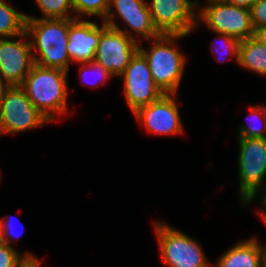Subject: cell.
Masks as SVG:
<instances>
[{
	"mask_svg": "<svg viewBox=\"0 0 266 267\" xmlns=\"http://www.w3.org/2000/svg\"><path fill=\"white\" fill-rule=\"evenodd\" d=\"M70 18H35L26 15L25 31L31 39V49L40 56L33 55L34 63L57 68L68 72L70 57L68 55V37Z\"/></svg>",
	"mask_w": 266,
	"mask_h": 267,
	"instance_id": "obj_1",
	"label": "cell"
},
{
	"mask_svg": "<svg viewBox=\"0 0 266 267\" xmlns=\"http://www.w3.org/2000/svg\"><path fill=\"white\" fill-rule=\"evenodd\" d=\"M68 72L34 64L20 85L32 104L49 120L67 112Z\"/></svg>",
	"mask_w": 266,
	"mask_h": 267,
	"instance_id": "obj_2",
	"label": "cell"
},
{
	"mask_svg": "<svg viewBox=\"0 0 266 267\" xmlns=\"http://www.w3.org/2000/svg\"><path fill=\"white\" fill-rule=\"evenodd\" d=\"M187 36L161 34L152 40L151 50L139 44V51L147 59L152 78L164 94L176 95L179 88L186 58L175 42Z\"/></svg>",
	"mask_w": 266,
	"mask_h": 267,
	"instance_id": "obj_3",
	"label": "cell"
},
{
	"mask_svg": "<svg viewBox=\"0 0 266 267\" xmlns=\"http://www.w3.org/2000/svg\"><path fill=\"white\" fill-rule=\"evenodd\" d=\"M238 141L239 194L241 202L247 205L260 194L262 187V190L266 188V138H239Z\"/></svg>",
	"mask_w": 266,
	"mask_h": 267,
	"instance_id": "obj_4",
	"label": "cell"
},
{
	"mask_svg": "<svg viewBox=\"0 0 266 267\" xmlns=\"http://www.w3.org/2000/svg\"><path fill=\"white\" fill-rule=\"evenodd\" d=\"M197 22L203 21L213 32L224 33L239 41L254 36L250 9L234 6L226 0H207V5L197 11Z\"/></svg>",
	"mask_w": 266,
	"mask_h": 267,
	"instance_id": "obj_5",
	"label": "cell"
},
{
	"mask_svg": "<svg viewBox=\"0 0 266 267\" xmlns=\"http://www.w3.org/2000/svg\"><path fill=\"white\" fill-rule=\"evenodd\" d=\"M161 257L169 267H210L202 247L184 232L167 223L155 222Z\"/></svg>",
	"mask_w": 266,
	"mask_h": 267,
	"instance_id": "obj_6",
	"label": "cell"
},
{
	"mask_svg": "<svg viewBox=\"0 0 266 267\" xmlns=\"http://www.w3.org/2000/svg\"><path fill=\"white\" fill-rule=\"evenodd\" d=\"M48 122L20 85L7 90L0 104V135L23 132Z\"/></svg>",
	"mask_w": 266,
	"mask_h": 267,
	"instance_id": "obj_7",
	"label": "cell"
},
{
	"mask_svg": "<svg viewBox=\"0 0 266 267\" xmlns=\"http://www.w3.org/2000/svg\"><path fill=\"white\" fill-rule=\"evenodd\" d=\"M148 4L153 24L160 34L189 35L196 28L199 1L151 0Z\"/></svg>",
	"mask_w": 266,
	"mask_h": 267,
	"instance_id": "obj_8",
	"label": "cell"
},
{
	"mask_svg": "<svg viewBox=\"0 0 266 267\" xmlns=\"http://www.w3.org/2000/svg\"><path fill=\"white\" fill-rule=\"evenodd\" d=\"M120 76L124 78V96L132 113L164 95L152 78L147 59L139 50Z\"/></svg>",
	"mask_w": 266,
	"mask_h": 267,
	"instance_id": "obj_9",
	"label": "cell"
},
{
	"mask_svg": "<svg viewBox=\"0 0 266 267\" xmlns=\"http://www.w3.org/2000/svg\"><path fill=\"white\" fill-rule=\"evenodd\" d=\"M138 50L139 44L136 40L103 22L94 61L113 76H120Z\"/></svg>",
	"mask_w": 266,
	"mask_h": 267,
	"instance_id": "obj_10",
	"label": "cell"
},
{
	"mask_svg": "<svg viewBox=\"0 0 266 267\" xmlns=\"http://www.w3.org/2000/svg\"><path fill=\"white\" fill-rule=\"evenodd\" d=\"M112 7H114V10L116 9L118 16L130 27V30H122L120 25L116 24ZM103 22L109 27L122 31L137 42L138 38L136 39L132 35V30L139 36H142V38L148 40L155 39L161 35L153 24L146 0H110L107 15Z\"/></svg>",
	"mask_w": 266,
	"mask_h": 267,
	"instance_id": "obj_11",
	"label": "cell"
},
{
	"mask_svg": "<svg viewBox=\"0 0 266 267\" xmlns=\"http://www.w3.org/2000/svg\"><path fill=\"white\" fill-rule=\"evenodd\" d=\"M22 38L16 41L15 38ZM26 31L19 36L0 38V76L11 86L21 85L31 71L34 58ZM24 40V41H23Z\"/></svg>",
	"mask_w": 266,
	"mask_h": 267,
	"instance_id": "obj_12",
	"label": "cell"
},
{
	"mask_svg": "<svg viewBox=\"0 0 266 267\" xmlns=\"http://www.w3.org/2000/svg\"><path fill=\"white\" fill-rule=\"evenodd\" d=\"M175 94H164L160 99L139 108L133 115L151 133L175 135L183 132Z\"/></svg>",
	"mask_w": 266,
	"mask_h": 267,
	"instance_id": "obj_13",
	"label": "cell"
},
{
	"mask_svg": "<svg viewBox=\"0 0 266 267\" xmlns=\"http://www.w3.org/2000/svg\"><path fill=\"white\" fill-rule=\"evenodd\" d=\"M101 35V26L93 21L70 18L68 55L71 62L94 61Z\"/></svg>",
	"mask_w": 266,
	"mask_h": 267,
	"instance_id": "obj_14",
	"label": "cell"
},
{
	"mask_svg": "<svg viewBox=\"0 0 266 267\" xmlns=\"http://www.w3.org/2000/svg\"><path fill=\"white\" fill-rule=\"evenodd\" d=\"M216 263L215 267H263V246L251 237L232 246Z\"/></svg>",
	"mask_w": 266,
	"mask_h": 267,
	"instance_id": "obj_15",
	"label": "cell"
},
{
	"mask_svg": "<svg viewBox=\"0 0 266 267\" xmlns=\"http://www.w3.org/2000/svg\"><path fill=\"white\" fill-rule=\"evenodd\" d=\"M238 64L266 76V46L254 37L240 41Z\"/></svg>",
	"mask_w": 266,
	"mask_h": 267,
	"instance_id": "obj_16",
	"label": "cell"
},
{
	"mask_svg": "<svg viewBox=\"0 0 266 267\" xmlns=\"http://www.w3.org/2000/svg\"><path fill=\"white\" fill-rule=\"evenodd\" d=\"M26 14L0 0V38L19 36L25 31Z\"/></svg>",
	"mask_w": 266,
	"mask_h": 267,
	"instance_id": "obj_17",
	"label": "cell"
},
{
	"mask_svg": "<svg viewBox=\"0 0 266 267\" xmlns=\"http://www.w3.org/2000/svg\"><path fill=\"white\" fill-rule=\"evenodd\" d=\"M110 0H72L75 19H81L80 15L99 16L104 20L109 8Z\"/></svg>",
	"mask_w": 266,
	"mask_h": 267,
	"instance_id": "obj_18",
	"label": "cell"
},
{
	"mask_svg": "<svg viewBox=\"0 0 266 267\" xmlns=\"http://www.w3.org/2000/svg\"><path fill=\"white\" fill-rule=\"evenodd\" d=\"M39 9L43 13L42 18L67 19L74 18L68 16V12H73L72 0H35Z\"/></svg>",
	"mask_w": 266,
	"mask_h": 267,
	"instance_id": "obj_19",
	"label": "cell"
},
{
	"mask_svg": "<svg viewBox=\"0 0 266 267\" xmlns=\"http://www.w3.org/2000/svg\"><path fill=\"white\" fill-rule=\"evenodd\" d=\"M250 109L251 115L254 117V119H261L259 121L262 122L263 126L260 128L259 126L257 127L253 124H242L241 127H239L238 129L239 138H266V106L258 105L257 107H251Z\"/></svg>",
	"mask_w": 266,
	"mask_h": 267,
	"instance_id": "obj_20",
	"label": "cell"
},
{
	"mask_svg": "<svg viewBox=\"0 0 266 267\" xmlns=\"http://www.w3.org/2000/svg\"><path fill=\"white\" fill-rule=\"evenodd\" d=\"M28 258H36L33 254L23 256L13 248L0 240V267H21Z\"/></svg>",
	"mask_w": 266,
	"mask_h": 267,
	"instance_id": "obj_21",
	"label": "cell"
},
{
	"mask_svg": "<svg viewBox=\"0 0 266 267\" xmlns=\"http://www.w3.org/2000/svg\"><path fill=\"white\" fill-rule=\"evenodd\" d=\"M80 64L83 65L82 67H80V74H82L81 75V79H83L82 81H85L86 80L85 79L86 72L91 73L90 70L96 72V74H98V76H99V82L96 81V79H95L94 82H92V81L91 82H88L89 80L86 81L89 84H94L96 86L97 84L98 85L101 84L103 81L105 82L108 78L113 77V75L109 71H107L102 65L98 64L95 61L84 62V63H80ZM92 74H93V72H92Z\"/></svg>",
	"mask_w": 266,
	"mask_h": 267,
	"instance_id": "obj_22",
	"label": "cell"
},
{
	"mask_svg": "<svg viewBox=\"0 0 266 267\" xmlns=\"http://www.w3.org/2000/svg\"><path fill=\"white\" fill-rule=\"evenodd\" d=\"M217 34L220 37V41H222V43H223V44L221 43V47L224 48L223 51L221 49H219V50L217 49V50L222 51L225 54H229V55L231 54L233 56V58H235V60L237 61V64H238L240 41L237 38L230 36V35H227V34H224V33H217ZM217 50L212 49L211 53H215ZM216 54H217V52H216ZM217 61L222 62V59L218 58Z\"/></svg>",
	"mask_w": 266,
	"mask_h": 267,
	"instance_id": "obj_23",
	"label": "cell"
},
{
	"mask_svg": "<svg viewBox=\"0 0 266 267\" xmlns=\"http://www.w3.org/2000/svg\"><path fill=\"white\" fill-rule=\"evenodd\" d=\"M254 29L266 26V0H256L250 8Z\"/></svg>",
	"mask_w": 266,
	"mask_h": 267,
	"instance_id": "obj_24",
	"label": "cell"
},
{
	"mask_svg": "<svg viewBox=\"0 0 266 267\" xmlns=\"http://www.w3.org/2000/svg\"><path fill=\"white\" fill-rule=\"evenodd\" d=\"M5 219H8L5 221ZM10 219V221H9ZM13 218L11 217H4V220H0V240L5 242L6 244L10 245L9 242H12V238L19 237L18 235L20 233L16 232L14 230V227L12 226L11 222L13 223Z\"/></svg>",
	"mask_w": 266,
	"mask_h": 267,
	"instance_id": "obj_25",
	"label": "cell"
},
{
	"mask_svg": "<svg viewBox=\"0 0 266 267\" xmlns=\"http://www.w3.org/2000/svg\"><path fill=\"white\" fill-rule=\"evenodd\" d=\"M253 37L266 46V26L256 28Z\"/></svg>",
	"mask_w": 266,
	"mask_h": 267,
	"instance_id": "obj_26",
	"label": "cell"
},
{
	"mask_svg": "<svg viewBox=\"0 0 266 267\" xmlns=\"http://www.w3.org/2000/svg\"><path fill=\"white\" fill-rule=\"evenodd\" d=\"M228 3L234 6L244 7L250 9L256 0H226Z\"/></svg>",
	"mask_w": 266,
	"mask_h": 267,
	"instance_id": "obj_27",
	"label": "cell"
},
{
	"mask_svg": "<svg viewBox=\"0 0 266 267\" xmlns=\"http://www.w3.org/2000/svg\"><path fill=\"white\" fill-rule=\"evenodd\" d=\"M11 85L0 76V104L3 101L7 90Z\"/></svg>",
	"mask_w": 266,
	"mask_h": 267,
	"instance_id": "obj_28",
	"label": "cell"
},
{
	"mask_svg": "<svg viewBox=\"0 0 266 267\" xmlns=\"http://www.w3.org/2000/svg\"><path fill=\"white\" fill-rule=\"evenodd\" d=\"M21 267H41L37 258H28Z\"/></svg>",
	"mask_w": 266,
	"mask_h": 267,
	"instance_id": "obj_29",
	"label": "cell"
},
{
	"mask_svg": "<svg viewBox=\"0 0 266 267\" xmlns=\"http://www.w3.org/2000/svg\"><path fill=\"white\" fill-rule=\"evenodd\" d=\"M262 194H263V196L260 199H261V202H262L261 204H263L262 207L264 206L263 207L264 209L261 212V216L263 217L262 219L266 223V188L264 189V191L262 192Z\"/></svg>",
	"mask_w": 266,
	"mask_h": 267,
	"instance_id": "obj_30",
	"label": "cell"
},
{
	"mask_svg": "<svg viewBox=\"0 0 266 267\" xmlns=\"http://www.w3.org/2000/svg\"><path fill=\"white\" fill-rule=\"evenodd\" d=\"M263 261H264V266L266 267V247H263Z\"/></svg>",
	"mask_w": 266,
	"mask_h": 267,
	"instance_id": "obj_31",
	"label": "cell"
}]
</instances>
